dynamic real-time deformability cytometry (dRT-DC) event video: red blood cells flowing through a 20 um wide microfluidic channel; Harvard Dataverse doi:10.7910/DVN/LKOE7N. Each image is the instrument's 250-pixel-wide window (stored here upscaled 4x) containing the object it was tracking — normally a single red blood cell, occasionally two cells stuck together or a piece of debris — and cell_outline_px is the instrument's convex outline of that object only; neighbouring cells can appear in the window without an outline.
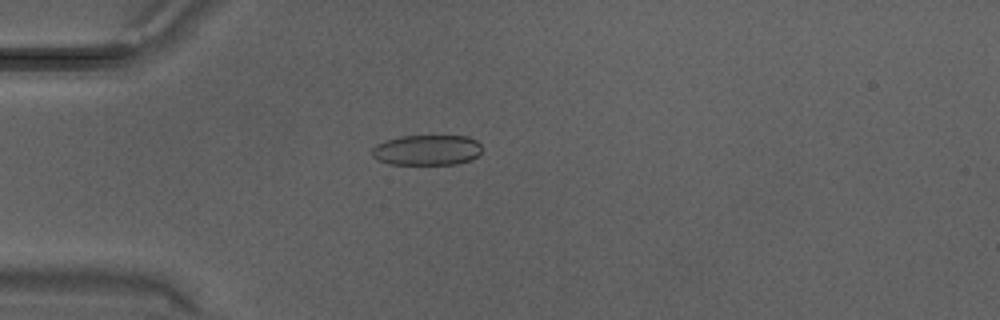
{"species": "Egyptian fruit bat (a non-hibernating species)", "species_latin": "Rousettus aegyptiacus", "temperature_condition": "warm", "stored_images_in_passage": 30, "camera_frame_rate_fps": 3000, "um_per_image_px": 0.085, "animal": {"sex": "male"}, "frame": {"image": 1, "passage_image": 7, "time_ms": 2.0, "image_size_px": [1000, 320], "cell_outline_px": [[480, 152], [472, 160], [456, 164], [392, 164], [380, 160], [372, 156], [372, 148], [376, 144], [384, 140], [400, 136], [468, 136], [476, 140], [480, 144]], "centroid_in_image_um": [36.28, 12.75], "position_along_channel_um": 48.7, "area_um2": 19.48}}
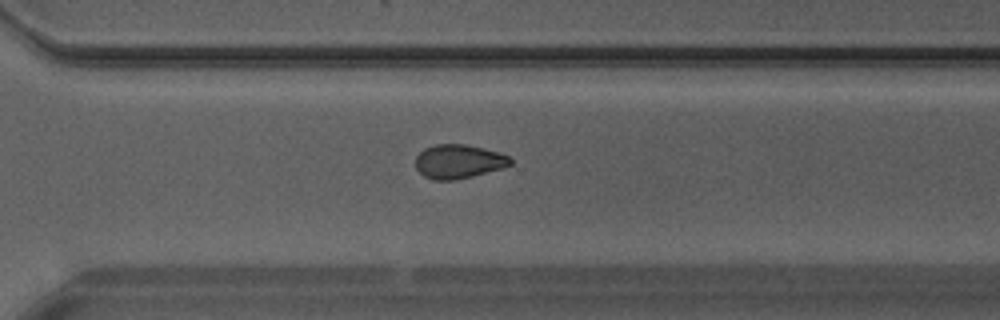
{"frame": {"image": 2, "passage_image": 21, "time_ms": 6.667, "image_size_px": [1000, 320], "cell_outline_px": [[512, 164], [504, 168], [472, 176], [452, 180], [432, 180], [424, 176], [416, 168], [416, 156], [424, 148], [436, 144], [464, 144], [484, 148], [508, 156], [512, 160]], "centroid_in_image_um": [38.97, 13.73], "position_along_channel_um": 331.6, "area_um2": 18.73}}
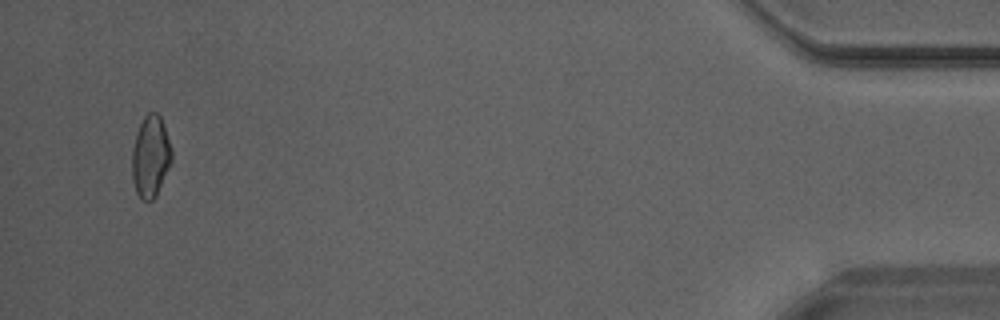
{"frame": {"image": 3, "passage_image": 29, "time_ms": 9.333, "image_size_px": [1000, 320], "cell_outline_px": [[172, 160], [156, 196], [152, 200], [140, 200], [136, 192], [132, 180], [132, 148], [136, 132], [144, 116], [148, 112], [156, 112], [160, 116], [164, 124], [172, 152]], "centroid_in_image_um": [12.78, 13.3], "position_along_channel_um": 422.4, "area_um2": 18.96}}